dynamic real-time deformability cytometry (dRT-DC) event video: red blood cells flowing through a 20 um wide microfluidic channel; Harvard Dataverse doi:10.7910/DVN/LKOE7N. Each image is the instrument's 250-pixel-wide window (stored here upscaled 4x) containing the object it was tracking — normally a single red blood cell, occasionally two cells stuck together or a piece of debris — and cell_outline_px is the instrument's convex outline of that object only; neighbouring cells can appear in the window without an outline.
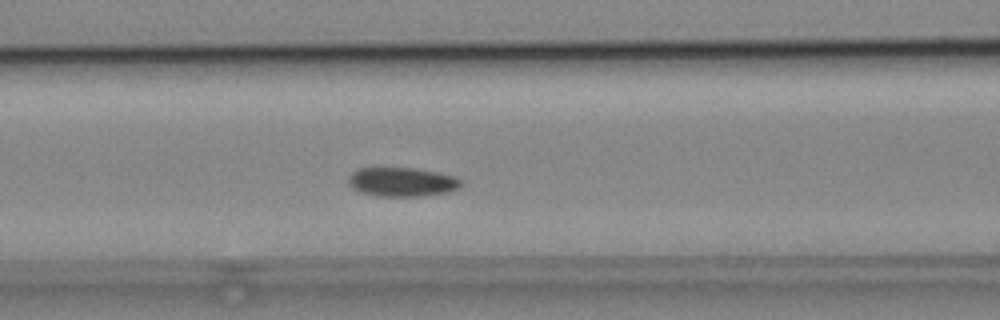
{"species": "common noctule bat (a hibernating species)", "species_latin": "Nyctalus noctula", "temperature_condition": "cold", "stored_images_in_passage": 52, "camera_frame_rate_fps": 3000, "um_per_image_px": 0.085, "animal": {"sex": "male", "body_mass_g": 19.2, "forearm_length_mm": 51.8}, "frame": {"image": 1, "passage_image": 21, "time_ms": 6.667, "image_size_px": [1000, 320], "cell_outline_px": [[464, 180], [460, 188], [448, 192], [424, 196], [380, 196], [364, 192], [348, 184], [348, 176], [352, 172], [360, 168], [416, 168], [440, 172], [456, 176]], "centroid_in_image_um": [34.27, 15.45], "position_along_channel_um": 132.3, "area_um2": 19.19}}
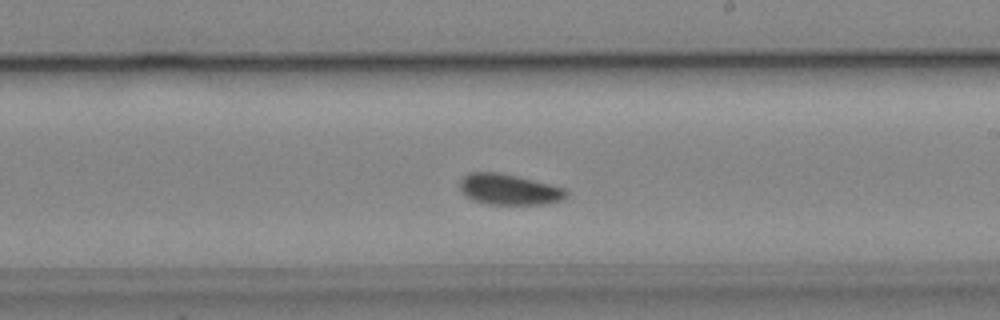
{"frame": {"image": 2, "passage_image": 30, "time_ms": 9.667, "image_size_px": [1000, 320], "cell_outline_px": [[568, 196], [560, 200], [544, 204], [488, 204], [472, 200], [460, 188], [460, 180], [468, 172], [496, 172], [516, 176], [552, 184], [564, 188], [568, 192]], "centroid_in_image_um": [43.28, 16.1], "position_along_channel_um": 245.7, "area_um2": 18.96}}
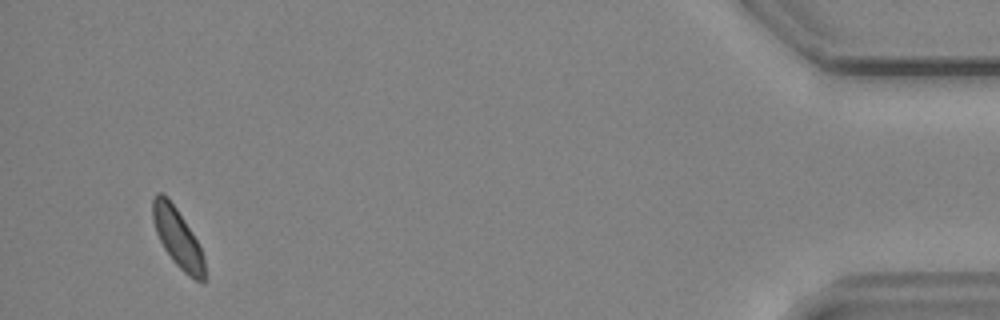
{"frame": {"image": 3, "passage_image": 50, "time_ms": 16.333, "image_size_px": [1000, 320], "cell_outline_px": [[204, 280], [196, 280], [188, 276], [172, 260], [164, 248], [156, 232], [152, 220], [152, 196], [156, 192], [164, 192], [168, 196], [192, 232], [204, 256]], "centroid_in_image_um": [15.05, 20.14], "position_along_channel_um": 420.2, "area_um2": 17.74}, "authors_computed_cell_mechanics": {"area_um2": 18.9584, "velocity_mm_per_s": 3.7849, "shape_relaxation_time_tau1_ms": 3.278, "shape_relaxation_time_tau2_ms": null, "deformation_change_tau1": 0.0487, "deformation_change_tau2": null}}